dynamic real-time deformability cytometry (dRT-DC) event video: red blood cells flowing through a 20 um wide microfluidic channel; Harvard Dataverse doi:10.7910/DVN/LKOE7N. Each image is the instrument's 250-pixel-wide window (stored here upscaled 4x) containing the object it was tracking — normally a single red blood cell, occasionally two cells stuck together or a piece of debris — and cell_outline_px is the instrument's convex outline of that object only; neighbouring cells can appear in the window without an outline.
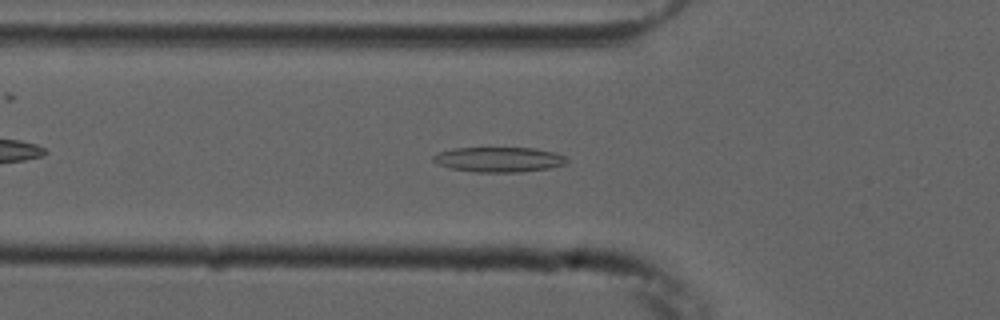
{"species": "common noctule bat (a hibernating species)", "species_latin": "Nyctalus noctula", "temperature_condition": "cold", "stored_images_in_passage": 46, "camera_frame_rate_fps": 3000, "um_per_image_px": 0.085, "animal": {"sex": "male", "forearm_length_mm": 52.5}, "frame": {"image": 1, "passage_image": 10, "time_ms": 3.0, "image_size_px": [1000, 320], "cell_outline_px": [[568, 160], [564, 164], [548, 168], [520, 172], [472, 172], [448, 168], [436, 164], [432, 160], [432, 156], [440, 152], [452, 148], [536, 148], [552, 152], [564, 156]], "centroid_in_image_um": [42.34, 13.56], "position_along_channel_um": 83.5, "area_um2": 19.48}}
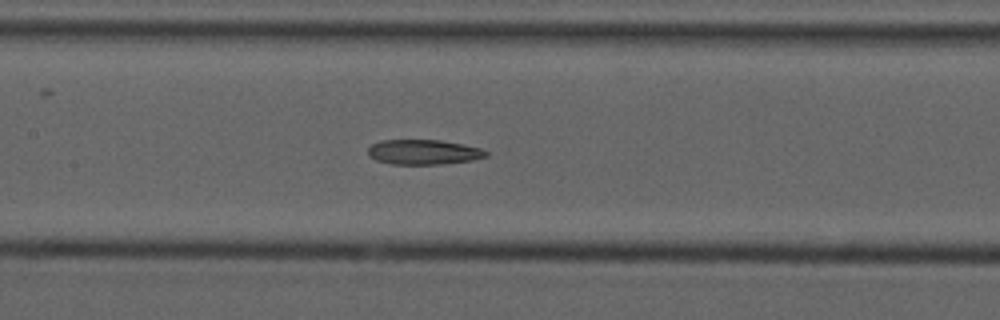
{"frame": {"image": 2, "passage_image": 17, "time_ms": 5.333, "image_size_px": [1000, 320], "cell_outline_px": [[488, 156], [472, 160], [444, 164], [392, 164], [376, 160], [368, 152], [368, 148], [372, 144], [380, 140], [440, 140], [464, 144], [480, 148], [488, 152]], "centroid_in_image_um": [36.03, 12.92], "position_along_channel_um": 171.4, "area_um2": 17.11}}
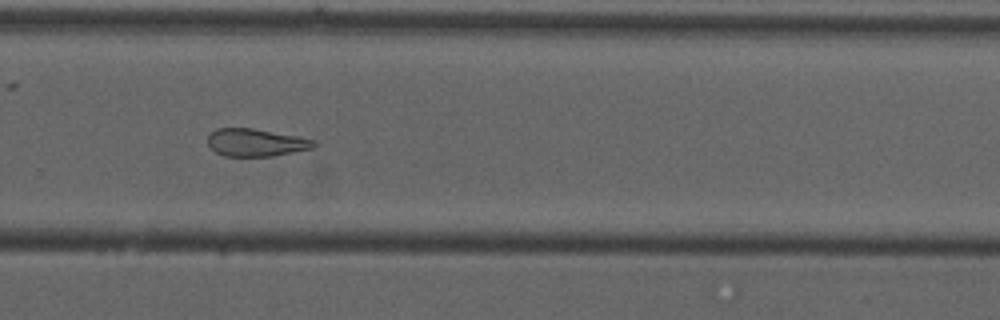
{"frame": {"image": 3, "passage_image": 28, "time_ms": 9.0, "image_size_px": [1000, 320], "cell_outline_px": [[316, 144], [312, 148], [272, 156], [224, 156], [216, 152], [208, 144], [208, 136], [216, 128], [252, 128], [296, 136], [316, 140]], "centroid_in_image_um": [21.73, 12.11], "position_along_channel_um": 308.1, "area_um2": 16.88}}